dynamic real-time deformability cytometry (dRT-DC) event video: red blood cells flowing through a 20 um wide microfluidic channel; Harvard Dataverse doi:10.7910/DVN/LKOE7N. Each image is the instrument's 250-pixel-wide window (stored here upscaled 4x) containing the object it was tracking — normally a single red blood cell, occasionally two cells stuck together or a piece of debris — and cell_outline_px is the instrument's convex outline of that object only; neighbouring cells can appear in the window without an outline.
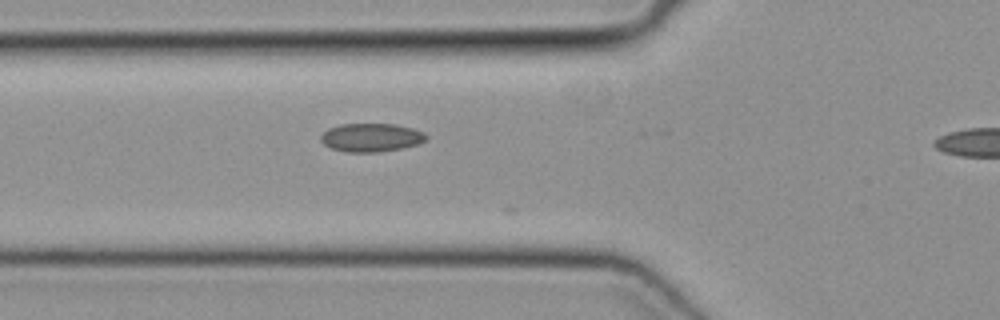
{"species": "common noctule bat (a hibernating species)", "species_latin": "Nyctalus noctula", "temperature_condition": "cold", "stored_images_in_passage": 5, "camera_frame_rate_fps": 3000, "um_per_image_px": 0.085, "animal": {"sex": "female", "body_mass_g": 19.3, "forearm_length_mm": 54.1}, "frame": {"image": 1, "passage_image": 4, "time_ms": 1.0, "image_size_px": [1000, 320], "cell_outline_px": [[428, 136], [424, 140], [416, 144], [400, 148], [376, 152], [348, 152], [332, 148], [324, 144], [320, 140], [320, 136], [328, 128], [340, 124], [396, 124], [412, 128], [424, 132]], "centroid_in_image_um": [31.53, 11.67], "position_along_channel_um": 94.3, "area_um2": 17.28}}